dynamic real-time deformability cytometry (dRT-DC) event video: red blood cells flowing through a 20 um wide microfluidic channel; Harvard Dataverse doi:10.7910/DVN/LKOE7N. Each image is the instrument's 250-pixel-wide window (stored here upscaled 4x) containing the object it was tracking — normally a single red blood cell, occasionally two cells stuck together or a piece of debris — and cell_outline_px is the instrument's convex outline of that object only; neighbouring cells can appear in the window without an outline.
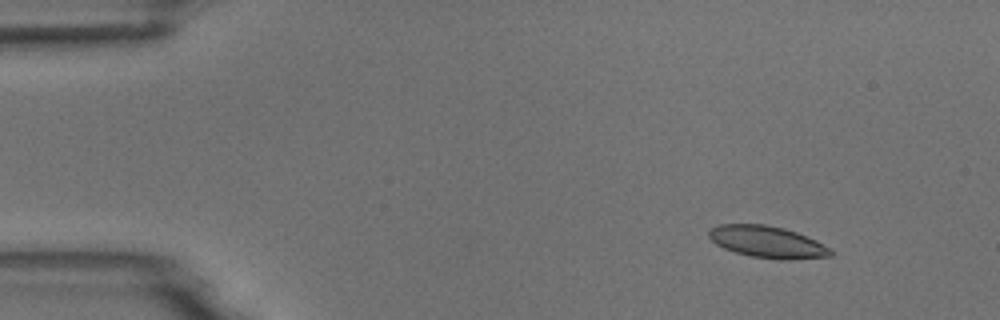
{"species": "common noctule bat (a hibernating species)", "species_latin": "Nyctalus noctula", "temperature_condition": "room temperature", "stored_images_in_passage": 4, "camera_frame_rate_fps": 3000, "um_per_image_px": 0.085, "animal": {"sex": "male", "body_mass_g": 18.8}, "frame": {"image": 1, "passage_image": 2, "time_ms": 1.0, "image_size_px": [1000, 320], "cell_outline_px": [[832, 256], [788, 260], [780, 260], [752, 256], [736, 252], [724, 248], [716, 244], [708, 236], [708, 228], [720, 224], [764, 224], [784, 228], [796, 232], [816, 240], [828, 248], [832, 252]], "centroid_in_image_um": [65.19, 20.56], "position_along_channel_um": 19.8, "area_um2": 22.48}}
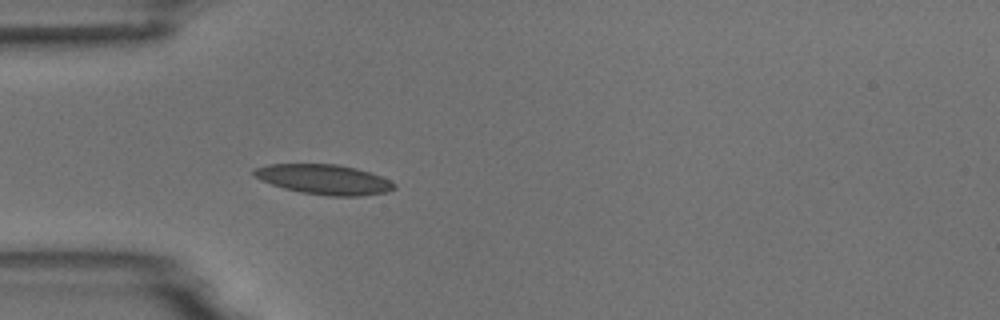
{"frame": {"image": 2, "passage_image": 4, "time_ms": 4.333, "image_size_px": [1000, 320], "cell_outline_px": [[396, 188], [388, 192], [360, 196], [328, 196], [300, 192], [284, 188], [260, 180], [252, 172], [256, 168], [268, 164], [336, 164], [356, 168], [380, 176], [396, 184]], "centroid_in_image_um": [27.56, 15.26], "position_along_channel_um": 57.4, "area_um2": 24.33}}